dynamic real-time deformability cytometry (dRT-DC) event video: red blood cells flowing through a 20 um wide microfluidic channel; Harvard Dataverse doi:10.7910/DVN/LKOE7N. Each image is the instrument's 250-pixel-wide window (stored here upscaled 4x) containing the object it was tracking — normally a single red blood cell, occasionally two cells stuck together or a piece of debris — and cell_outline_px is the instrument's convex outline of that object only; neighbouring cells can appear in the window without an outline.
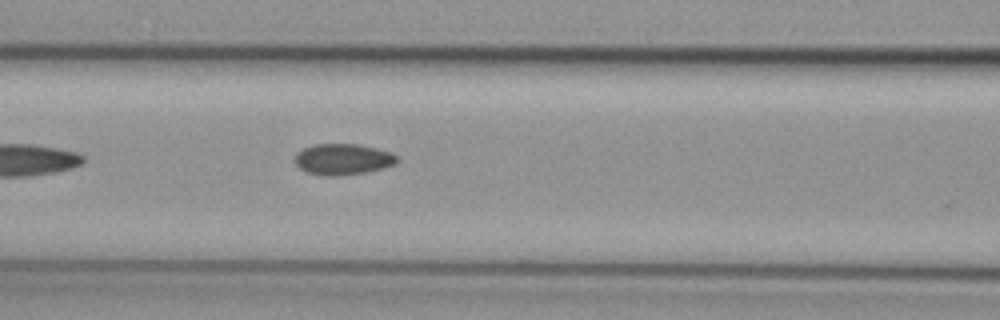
{"species": "common noctule bat (a hibernating species)", "species_latin": "Nyctalus noctula", "temperature_condition": "cold", "stored_images_in_passage": 22, "camera_frame_rate_fps": 3000, "um_per_image_px": 0.085, "animal": {"sex": "female", "body_mass_g": 29.2, "forearm_length_mm": 56.3}, "frame": {"image": 1, "passage_image": 19, "time_ms": 6.0, "image_size_px": [1000, 320], "cell_outline_px": [[400, 160], [396, 164], [384, 168], [364, 172], [340, 176], [324, 176], [308, 172], [300, 168], [296, 164], [296, 152], [304, 148], [316, 144], [356, 144], [376, 148], [388, 152], [396, 156]], "centroid_in_image_um": [29.16, 13.54], "position_along_channel_um": 137.4, "area_um2": 18.38}}